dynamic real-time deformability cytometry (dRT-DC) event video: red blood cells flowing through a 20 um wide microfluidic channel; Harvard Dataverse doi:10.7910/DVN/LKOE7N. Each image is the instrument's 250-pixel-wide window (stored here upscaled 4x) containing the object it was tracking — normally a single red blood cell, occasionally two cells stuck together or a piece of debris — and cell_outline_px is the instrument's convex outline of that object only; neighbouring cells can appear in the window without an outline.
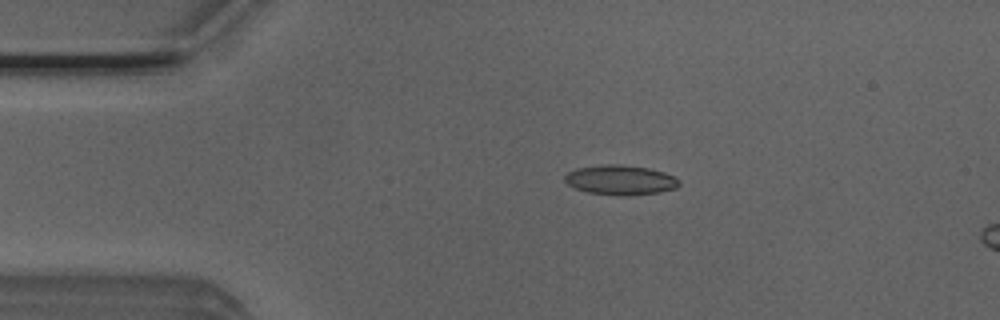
{"species": "Egyptian fruit bat (a non-hibernating species)", "species_latin": "Rousettus aegyptiacus", "temperature_condition": "room temperature", "stored_images_in_passage": 15, "camera_frame_rate_fps": 3000, "um_per_image_px": 0.085, "animal": {"sex": "male"}, "frame": {"image": 1, "passage_image": 10, "time_ms": 3.0, "image_size_px": [1000, 320], "cell_outline_px": [[680, 184], [676, 188], [660, 192], [628, 196], [620, 196], [588, 192], [576, 188], [568, 184], [564, 180], [564, 176], [568, 172], [576, 168], [604, 164], [620, 164], [648, 168], [664, 172], [680, 180]], "centroid_in_image_um": [52.74, 15.3], "position_along_channel_um": 32.3, "area_um2": 19.88}}